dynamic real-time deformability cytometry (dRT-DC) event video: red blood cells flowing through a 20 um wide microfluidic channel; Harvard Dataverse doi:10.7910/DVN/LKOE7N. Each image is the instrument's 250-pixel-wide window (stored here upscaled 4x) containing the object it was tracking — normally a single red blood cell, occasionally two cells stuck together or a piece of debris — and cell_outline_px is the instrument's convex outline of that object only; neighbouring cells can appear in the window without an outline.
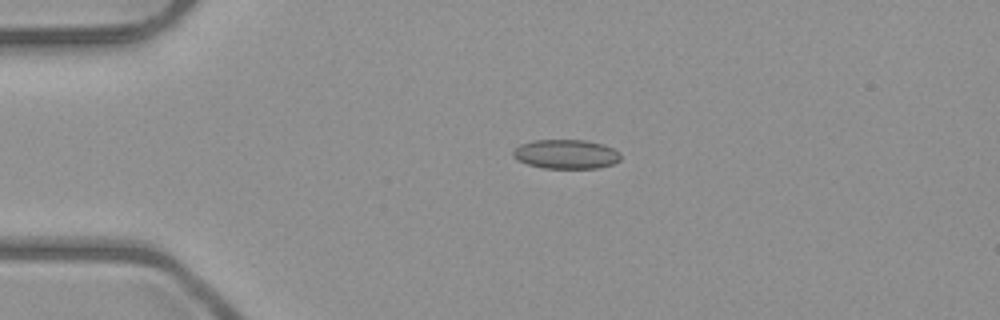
{"species": "common noctule bat (a hibernating species)", "species_latin": "Nyctalus noctula", "temperature_condition": "room temperature", "stored_images_in_passage": 4, "camera_frame_rate_fps": 3000, "um_per_image_px": 0.085, "animal": {"sex": "male", "body_mass_g": 23.1, "forearm_length_mm": 52.7}, "frame": {"image": 1, "passage_image": 3, "time_ms": 3.333, "image_size_px": [1000, 320], "cell_outline_px": [[620, 160], [612, 164], [596, 168], [544, 168], [528, 164], [516, 160], [512, 156], [512, 152], [520, 144], [532, 140], [584, 140], [604, 144], [620, 152]], "centroid_in_image_um": [48.1, 13.1], "position_along_channel_um": 36.9, "area_um2": 18.38}}